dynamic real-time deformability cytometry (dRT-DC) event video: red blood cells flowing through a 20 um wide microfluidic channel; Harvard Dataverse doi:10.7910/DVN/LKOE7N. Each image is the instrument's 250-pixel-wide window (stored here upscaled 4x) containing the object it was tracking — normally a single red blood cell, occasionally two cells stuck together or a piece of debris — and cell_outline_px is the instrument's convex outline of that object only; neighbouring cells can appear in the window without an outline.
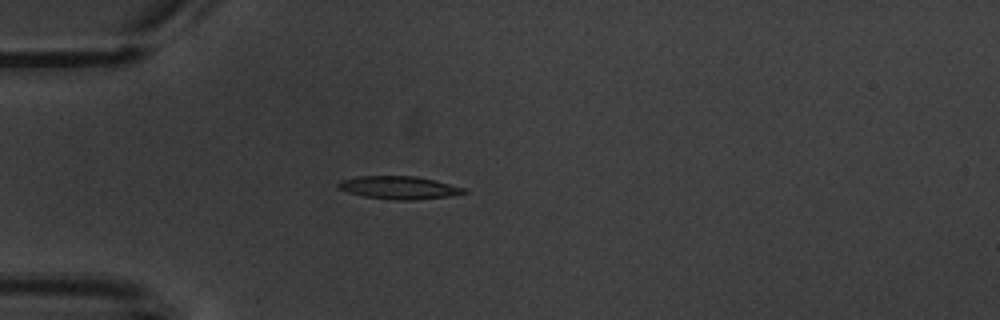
{"species": "common noctule bat (a hibernating species)", "species_latin": "Nyctalus noctula", "temperature_condition": "warm", "stored_images_in_passage": 5, "camera_frame_rate_fps": 3000, "um_per_image_px": 0.085, "animal": {"sex": "male", "body_mass_g": 20.1, "forearm_length_mm": 53.5}, "frame": {"image": 1, "passage_image": 4, "time_ms": 3.667, "image_size_px": [1000, 320], "cell_outline_px": [[468, 192], [452, 196], [416, 200], [396, 200], [364, 196], [348, 192], [336, 188], [336, 184], [340, 180], [360, 176], [416, 176], [436, 180], [464, 188]], "centroid_in_image_um": [33.91, 15.95], "position_along_channel_um": 51.1, "area_um2": 16.88}}